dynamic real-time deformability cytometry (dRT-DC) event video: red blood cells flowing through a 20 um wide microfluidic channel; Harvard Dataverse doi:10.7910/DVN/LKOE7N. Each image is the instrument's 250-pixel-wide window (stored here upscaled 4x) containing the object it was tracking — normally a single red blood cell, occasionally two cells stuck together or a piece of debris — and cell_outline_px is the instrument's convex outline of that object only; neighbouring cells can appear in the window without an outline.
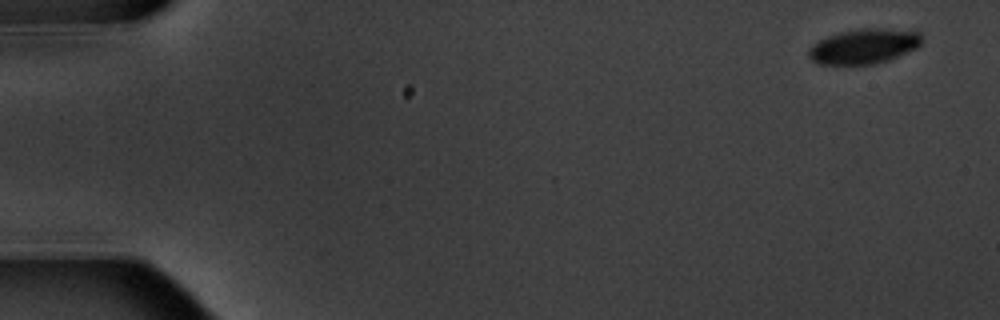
{"species": "common noctule bat (a hibernating species)", "species_latin": "Nyctalus noctula", "temperature_condition": "warm", "stored_images_in_passage": 5, "camera_frame_rate_fps": 3000, "um_per_image_px": 0.085, "animal": {"sex": "male", "body_mass_g": 20.1, "forearm_length_mm": 53.5}, "frame": {"image": 1, "passage_image": 1, "time_ms": 0.0, "image_size_px": [1000, 320], "cell_outline_px": [[920, 44], [916, 48], [888, 60], [872, 64], [816, 64], [808, 56], [808, 48], [812, 44], [828, 36], [840, 32], [860, 28], [880, 28], [920, 32]], "centroid_in_image_um": [73.38, 3.93], "position_along_channel_um": 11.6, "area_um2": 22.83}}
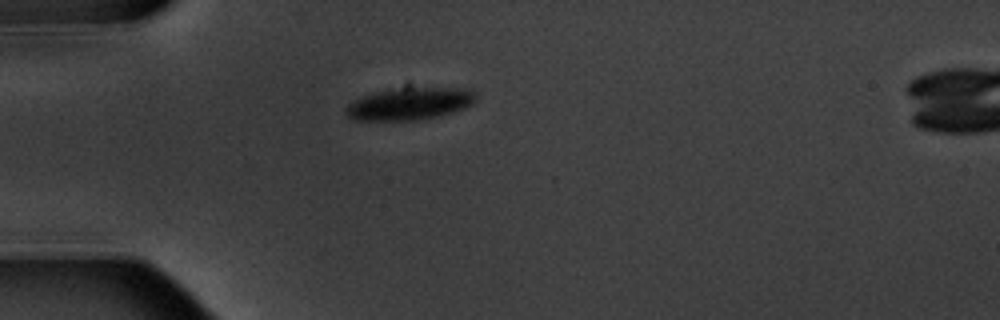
{"frame": {"image": 2, "passage_image": 5, "time_ms": 4.667, "image_size_px": [1000, 320], "cell_outline_px": [[476, 100], [472, 104], [464, 108], [452, 112], [436, 116], [416, 120], [352, 120], [344, 112], [344, 108], [348, 104], [360, 96], [408, 80], [468, 88], [476, 92]], "centroid_in_image_um": [34.85, 8.66], "position_along_channel_um": 50.1, "area_um2": 27.17}}